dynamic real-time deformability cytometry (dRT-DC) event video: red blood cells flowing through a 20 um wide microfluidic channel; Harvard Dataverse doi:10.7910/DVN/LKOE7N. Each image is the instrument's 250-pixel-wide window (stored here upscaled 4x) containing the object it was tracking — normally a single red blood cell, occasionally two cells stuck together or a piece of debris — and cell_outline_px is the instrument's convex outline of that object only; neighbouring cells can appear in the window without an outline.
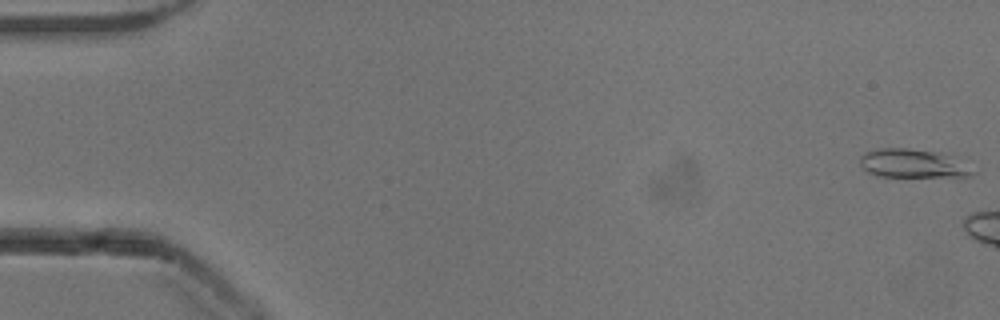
{"species": "common noctule bat (a hibernating species)", "species_latin": "Nyctalus noctula", "temperature_condition": "cold", "stored_images_in_passage": 16, "camera_frame_rate_fps": 3000, "um_per_image_px": 0.085, "animal": {"sex": "male", "body_mass_g": 13.3}, "frame": {"image": 1, "passage_image": 1, "time_ms": 0.0, "image_size_px": [1000, 320], "cell_outline_px": [[972, 176], [960, 180], [876, 176], [868, 172], [860, 164], [860, 156], [864, 152], [880, 148], [908, 148], [940, 152], [952, 156], [972, 172]], "centroid_in_image_um": [77.62, 13.96], "position_along_channel_um": 7.4, "area_um2": 19.77}}